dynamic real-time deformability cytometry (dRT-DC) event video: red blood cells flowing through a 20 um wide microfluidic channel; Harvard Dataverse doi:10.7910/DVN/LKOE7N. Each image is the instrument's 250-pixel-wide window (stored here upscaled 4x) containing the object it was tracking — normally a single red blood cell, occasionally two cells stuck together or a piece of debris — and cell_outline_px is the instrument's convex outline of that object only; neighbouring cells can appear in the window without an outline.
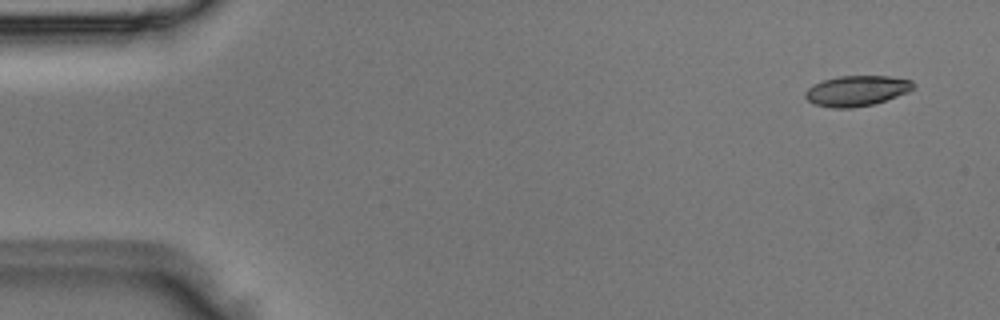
{"species": "Egyptian fruit bat (a non-hibernating species)", "species_latin": "Rousettus aegyptiacus", "temperature_condition": "room temperature", "stored_images_in_passage": 4, "camera_frame_rate_fps": 3000, "um_per_image_px": 0.085, "animal": {"sex": "male"}, "frame": {"image": 1, "passage_image": 1, "time_ms": 0.0, "image_size_px": [1000, 320], "cell_outline_px": [[916, 88], [908, 92], [872, 104], [852, 108], [832, 108], [816, 104], [808, 100], [804, 96], [804, 92], [812, 84], [824, 80], [840, 76], [888, 76], [912, 80], [916, 84]], "centroid_in_image_um": [72.83, 7.71], "position_along_channel_um": 12.2, "area_um2": 19.13}}